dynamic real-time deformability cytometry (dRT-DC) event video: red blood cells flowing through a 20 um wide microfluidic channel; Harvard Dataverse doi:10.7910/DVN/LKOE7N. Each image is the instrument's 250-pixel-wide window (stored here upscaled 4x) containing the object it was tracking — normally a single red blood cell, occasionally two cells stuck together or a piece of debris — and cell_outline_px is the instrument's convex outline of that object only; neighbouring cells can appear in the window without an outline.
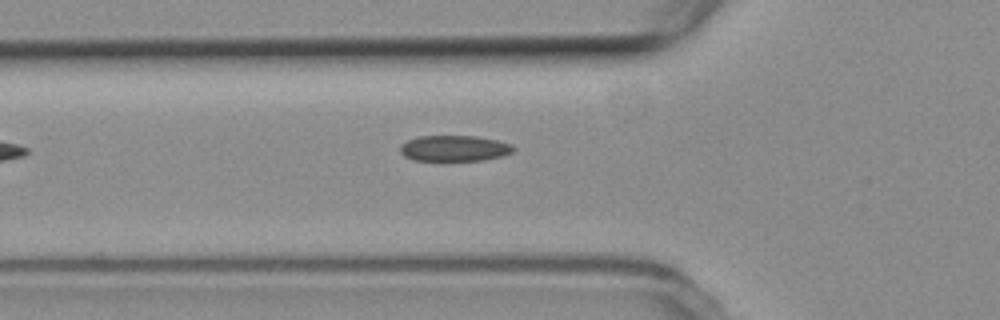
{"species": "common noctule bat (a hibernating species)", "species_latin": "Nyctalus noctula", "temperature_condition": "room temperature", "stored_images_in_passage": 6, "camera_frame_rate_fps": 3000, "um_per_image_px": 0.085, "animal": {"sex": "female", "body_mass_g": 19.3, "forearm_length_mm": 54.1}, "frame": {"image": 1, "passage_image": 6, "time_ms": 6.0, "image_size_px": [1000, 320], "cell_outline_px": [[516, 148], [512, 152], [500, 156], [484, 160], [416, 160], [404, 156], [400, 152], [400, 144], [408, 140], [420, 136], [476, 136], [496, 140], [512, 144]], "centroid_in_image_um": [38.62, 12.6], "position_along_channel_um": 87.2, "area_um2": 16.94}}